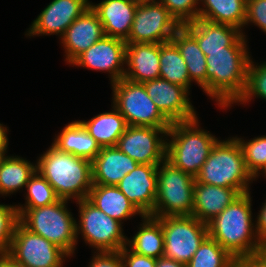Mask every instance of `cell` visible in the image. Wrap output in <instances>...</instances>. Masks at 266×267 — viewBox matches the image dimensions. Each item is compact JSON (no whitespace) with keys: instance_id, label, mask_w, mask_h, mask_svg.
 <instances>
[{"instance_id":"1","label":"cell","mask_w":266,"mask_h":267,"mask_svg":"<svg viewBox=\"0 0 266 267\" xmlns=\"http://www.w3.org/2000/svg\"><path fill=\"white\" fill-rule=\"evenodd\" d=\"M244 36L226 51L203 52L206 56L207 85L202 89L221 109L230 108L244 93L251 59Z\"/></svg>"},{"instance_id":"2","label":"cell","mask_w":266,"mask_h":267,"mask_svg":"<svg viewBox=\"0 0 266 267\" xmlns=\"http://www.w3.org/2000/svg\"><path fill=\"white\" fill-rule=\"evenodd\" d=\"M250 194H241L207 223L208 236L234 258L255 257L266 251L255 232Z\"/></svg>"},{"instance_id":"3","label":"cell","mask_w":266,"mask_h":267,"mask_svg":"<svg viewBox=\"0 0 266 267\" xmlns=\"http://www.w3.org/2000/svg\"><path fill=\"white\" fill-rule=\"evenodd\" d=\"M37 170L60 199H87L92 188L91 160L60 151L53 144L36 161Z\"/></svg>"},{"instance_id":"4","label":"cell","mask_w":266,"mask_h":267,"mask_svg":"<svg viewBox=\"0 0 266 267\" xmlns=\"http://www.w3.org/2000/svg\"><path fill=\"white\" fill-rule=\"evenodd\" d=\"M198 117L186 122H173L168 129L166 160L174 167L192 175L199 174L212 148L220 140L200 128Z\"/></svg>"},{"instance_id":"5","label":"cell","mask_w":266,"mask_h":267,"mask_svg":"<svg viewBox=\"0 0 266 267\" xmlns=\"http://www.w3.org/2000/svg\"><path fill=\"white\" fill-rule=\"evenodd\" d=\"M254 180L246 168L242 147L235 137L219 140L195 177V183L234 188L240 194L249 193V184Z\"/></svg>"},{"instance_id":"6","label":"cell","mask_w":266,"mask_h":267,"mask_svg":"<svg viewBox=\"0 0 266 267\" xmlns=\"http://www.w3.org/2000/svg\"><path fill=\"white\" fill-rule=\"evenodd\" d=\"M68 200L60 199L54 204L28 209L19 221L31 232L44 237L63 249L69 256L77 248L76 222Z\"/></svg>"},{"instance_id":"7","label":"cell","mask_w":266,"mask_h":267,"mask_svg":"<svg viewBox=\"0 0 266 267\" xmlns=\"http://www.w3.org/2000/svg\"><path fill=\"white\" fill-rule=\"evenodd\" d=\"M157 195L154 218L192 215L195 178L174 167L166 159L157 168Z\"/></svg>"},{"instance_id":"8","label":"cell","mask_w":266,"mask_h":267,"mask_svg":"<svg viewBox=\"0 0 266 267\" xmlns=\"http://www.w3.org/2000/svg\"><path fill=\"white\" fill-rule=\"evenodd\" d=\"M112 85V103L128 126L170 128L171 122L160 112L143 83L122 78Z\"/></svg>"},{"instance_id":"9","label":"cell","mask_w":266,"mask_h":267,"mask_svg":"<svg viewBox=\"0 0 266 267\" xmlns=\"http://www.w3.org/2000/svg\"><path fill=\"white\" fill-rule=\"evenodd\" d=\"M79 218L76 222V236L82 235L85 243L102 251H120L127 245L121 222L109 217L87 199L77 201Z\"/></svg>"},{"instance_id":"10","label":"cell","mask_w":266,"mask_h":267,"mask_svg":"<svg viewBox=\"0 0 266 267\" xmlns=\"http://www.w3.org/2000/svg\"><path fill=\"white\" fill-rule=\"evenodd\" d=\"M164 233L163 257L187 264L208 236L207 224L192 215L156 218Z\"/></svg>"},{"instance_id":"11","label":"cell","mask_w":266,"mask_h":267,"mask_svg":"<svg viewBox=\"0 0 266 267\" xmlns=\"http://www.w3.org/2000/svg\"><path fill=\"white\" fill-rule=\"evenodd\" d=\"M6 255L22 267H63L70 256L59 246L17 222Z\"/></svg>"},{"instance_id":"12","label":"cell","mask_w":266,"mask_h":267,"mask_svg":"<svg viewBox=\"0 0 266 267\" xmlns=\"http://www.w3.org/2000/svg\"><path fill=\"white\" fill-rule=\"evenodd\" d=\"M181 27L160 2L142 3L135 11L126 43H166Z\"/></svg>"},{"instance_id":"13","label":"cell","mask_w":266,"mask_h":267,"mask_svg":"<svg viewBox=\"0 0 266 267\" xmlns=\"http://www.w3.org/2000/svg\"><path fill=\"white\" fill-rule=\"evenodd\" d=\"M168 129L128 126L116 147L139 164L159 165L166 159Z\"/></svg>"},{"instance_id":"14","label":"cell","mask_w":266,"mask_h":267,"mask_svg":"<svg viewBox=\"0 0 266 267\" xmlns=\"http://www.w3.org/2000/svg\"><path fill=\"white\" fill-rule=\"evenodd\" d=\"M126 46V42L122 39L104 36L80 54L70 65L108 72L112 84L124 78Z\"/></svg>"},{"instance_id":"15","label":"cell","mask_w":266,"mask_h":267,"mask_svg":"<svg viewBox=\"0 0 266 267\" xmlns=\"http://www.w3.org/2000/svg\"><path fill=\"white\" fill-rule=\"evenodd\" d=\"M148 95L160 112L171 122H186L196 119V111L184 87L157 78L143 83Z\"/></svg>"},{"instance_id":"16","label":"cell","mask_w":266,"mask_h":267,"mask_svg":"<svg viewBox=\"0 0 266 267\" xmlns=\"http://www.w3.org/2000/svg\"><path fill=\"white\" fill-rule=\"evenodd\" d=\"M89 7V0H52L31 23L25 35L34 37L57 34L61 37Z\"/></svg>"},{"instance_id":"17","label":"cell","mask_w":266,"mask_h":267,"mask_svg":"<svg viewBox=\"0 0 266 267\" xmlns=\"http://www.w3.org/2000/svg\"><path fill=\"white\" fill-rule=\"evenodd\" d=\"M158 165L139 164L119 182V190L143 215L154 211L157 195Z\"/></svg>"},{"instance_id":"18","label":"cell","mask_w":266,"mask_h":267,"mask_svg":"<svg viewBox=\"0 0 266 267\" xmlns=\"http://www.w3.org/2000/svg\"><path fill=\"white\" fill-rule=\"evenodd\" d=\"M105 36L103 25L97 13L91 8L86 9L66 29L59 38L65 49L67 64H71L80 54Z\"/></svg>"},{"instance_id":"19","label":"cell","mask_w":266,"mask_h":267,"mask_svg":"<svg viewBox=\"0 0 266 267\" xmlns=\"http://www.w3.org/2000/svg\"><path fill=\"white\" fill-rule=\"evenodd\" d=\"M124 78L145 83L160 78V43H126Z\"/></svg>"},{"instance_id":"20","label":"cell","mask_w":266,"mask_h":267,"mask_svg":"<svg viewBox=\"0 0 266 267\" xmlns=\"http://www.w3.org/2000/svg\"><path fill=\"white\" fill-rule=\"evenodd\" d=\"M138 165L139 163L116 146L102 147L91 161L92 183L117 186L122 178Z\"/></svg>"},{"instance_id":"21","label":"cell","mask_w":266,"mask_h":267,"mask_svg":"<svg viewBox=\"0 0 266 267\" xmlns=\"http://www.w3.org/2000/svg\"><path fill=\"white\" fill-rule=\"evenodd\" d=\"M182 26L197 40L203 52L226 51V47H234L244 37L242 31L234 26L200 18Z\"/></svg>"},{"instance_id":"22","label":"cell","mask_w":266,"mask_h":267,"mask_svg":"<svg viewBox=\"0 0 266 267\" xmlns=\"http://www.w3.org/2000/svg\"><path fill=\"white\" fill-rule=\"evenodd\" d=\"M103 25L105 36L126 40L131 31L137 6L124 0L90 2Z\"/></svg>"},{"instance_id":"23","label":"cell","mask_w":266,"mask_h":267,"mask_svg":"<svg viewBox=\"0 0 266 267\" xmlns=\"http://www.w3.org/2000/svg\"><path fill=\"white\" fill-rule=\"evenodd\" d=\"M240 195L234 188L195 183L192 216L207 224Z\"/></svg>"},{"instance_id":"24","label":"cell","mask_w":266,"mask_h":267,"mask_svg":"<svg viewBox=\"0 0 266 267\" xmlns=\"http://www.w3.org/2000/svg\"><path fill=\"white\" fill-rule=\"evenodd\" d=\"M87 200L109 217L121 222L134 217L144 216L117 186L93 184Z\"/></svg>"},{"instance_id":"25","label":"cell","mask_w":266,"mask_h":267,"mask_svg":"<svg viewBox=\"0 0 266 267\" xmlns=\"http://www.w3.org/2000/svg\"><path fill=\"white\" fill-rule=\"evenodd\" d=\"M55 137L52 144L57 149L87 160L92 161L101 150L100 145L79 120L65 125Z\"/></svg>"},{"instance_id":"26","label":"cell","mask_w":266,"mask_h":267,"mask_svg":"<svg viewBox=\"0 0 266 267\" xmlns=\"http://www.w3.org/2000/svg\"><path fill=\"white\" fill-rule=\"evenodd\" d=\"M198 18L217 24L234 26L243 32L246 19V0H199Z\"/></svg>"},{"instance_id":"27","label":"cell","mask_w":266,"mask_h":267,"mask_svg":"<svg viewBox=\"0 0 266 267\" xmlns=\"http://www.w3.org/2000/svg\"><path fill=\"white\" fill-rule=\"evenodd\" d=\"M109 112L100 113L89 121L79 120L100 147L116 146L128 124L118 109L112 104Z\"/></svg>"},{"instance_id":"28","label":"cell","mask_w":266,"mask_h":267,"mask_svg":"<svg viewBox=\"0 0 266 267\" xmlns=\"http://www.w3.org/2000/svg\"><path fill=\"white\" fill-rule=\"evenodd\" d=\"M171 41L177 46L187 65L189 78L203 89L207 85L206 56L200 49L197 40L181 26Z\"/></svg>"},{"instance_id":"29","label":"cell","mask_w":266,"mask_h":267,"mask_svg":"<svg viewBox=\"0 0 266 267\" xmlns=\"http://www.w3.org/2000/svg\"><path fill=\"white\" fill-rule=\"evenodd\" d=\"M138 231L132 239H127V246L135 253L155 259L163 257L164 233L161 223L154 217L144 215Z\"/></svg>"},{"instance_id":"30","label":"cell","mask_w":266,"mask_h":267,"mask_svg":"<svg viewBox=\"0 0 266 267\" xmlns=\"http://www.w3.org/2000/svg\"><path fill=\"white\" fill-rule=\"evenodd\" d=\"M36 170L37 164L20 156L7 155L0 168V195L7 197L26 188Z\"/></svg>"},{"instance_id":"31","label":"cell","mask_w":266,"mask_h":267,"mask_svg":"<svg viewBox=\"0 0 266 267\" xmlns=\"http://www.w3.org/2000/svg\"><path fill=\"white\" fill-rule=\"evenodd\" d=\"M160 78L190 91L191 81L185 60L172 42L160 43Z\"/></svg>"},{"instance_id":"32","label":"cell","mask_w":266,"mask_h":267,"mask_svg":"<svg viewBox=\"0 0 266 267\" xmlns=\"http://www.w3.org/2000/svg\"><path fill=\"white\" fill-rule=\"evenodd\" d=\"M25 190L27 192L24 206L21 204L16 205L19 218L30 208L48 206L60 200L53 187L38 170L29 179Z\"/></svg>"},{"instance_id":"33","label":"cell","mask_w":266,"mask_h":267,"mask_svg":"<svg viewBox=\"0 0 266 267\" xmlns=\"http://www.w3.org/2000/svg\"><path fill=\"white\" fill-rule=\"evenodd\" d=\"M234 257L217 241L207 236L187 267H231Z\"/></svg>"},{"instance_id":"34","label":"cell","mask_w":266,"mask_h":267,"mask_svg":"<svg viewBox=\"0 0 266 267\" xmlns=\"http://www.w3.org/2000/svg\"><path fill=\"white\" fill-rule=\"evenodd\" d=\"M242 147L245 165L254 179L266 171V135L245 141L235 136ZM262 172V173H260ZM260 174V175H259Z\"/></svg>"},{"instance_id":"35","label":"cell","mask_w":266,"mask_h":267,"mask_svg":"<svg viewBox=\"0 0 266 267\" xmlns=\"http://www.w3.org/2000/svg\"><path fill=\"white\" fill-rule=\"evenodd\" d=\"M252 58L249 61L247 70V81L244 93L235 102L240 104H247L255 98L266 100V61L260 65L254 64Z\"/></svg>"},{"instance_id":"36","label":"cell","mask_w":266,"mask_h":267,"mask_svg":"<svg viewBox=\"0 0 266 267\" xmlns=\"http://www.w3.org/2000/svg\"><path fill=\"white\" fill-rule=\"evenodd\" d=\"M19 221L16 205L0 204V255H6Z\"/></svg>"},{"instance_id":"37","label":"cell","mask_w":266,"mask_h":267,"mask_svg":"<svg viewBox=\"0 0 266 267\" xmlns=\"http://www.w3.org/2000/svg\"><path fill=\"white\" fill-rule=\"evenodd\" d=\"M160 3L181 26L198 19L199 0H161Z\"/></svg>"},{"instance_id":"38","label":"cell","mask_w":266,"mask_h":267,"mask_svg":"<svg viewBox=\"0 0 266 267\" xmlns=\"http://www.w3.org/2000/svg\"><path fill=\"white\" fill-rule=\"evenodd\" d=\"M254 24L266 33V0H246L245 24Z\"/></svg>"},{"instance_id":"39","label":"cell","mask_w":266,"mask_h":267,"mask_svg":"<svg viewBox=\"0 0 266 267\" xmlns=\"http://www.w3.org/2000/svg\"><path fill=\"white\" fill-rule=\"evenodd\" d=\"M120 252L124 267H156L157 259L135 253L127 245Z\"/></svg>"},{"instance_id":"40","label":"cell","mask_w":266,"mask_h":267,"mask_svg":"<svg viewBox=\"0 0 266 267\" xmlns=\"http://www.w3.org/2000/svg\"><path fill=\"white\" fill-rule=\"evenodd\" d=\"M94 254L89 267H124L120 251H95Z\"/></svg>"},{"instance_id":"41","label":"cell","mask_w":266,"mask_h":267,"mask_svg":"<svg viewBox=\"0 0 266 267\" xmlns=\"http://www.w3.org/2000/svg\"><path fill=\"white\" fill-rule=\"evenodd\" d=\"M255 220V232L260 244L266 249V200L262 203V207Z\"/></svg>"},{"instance_id":"42","label":"cell","mask_w":266,"mask_h":267,"mask_svg":"<svg viewBox=\"0 0 266 267\" xmlns=\"http://www.w3.org/2000/svg\"><path fill=\"white\" fill-rule=\"evenodd\" d=\"M231 267H263V253L255 257L234 258Z\"/></svg>"},{"instance_id":"43","label":"cell","mask_w":266,"mask_h":267,"mask_svg":"<svg viewBox=\"0 0 266 267\" xmlns=\"http://www.w3.org/2000/svg\"><path fill=\"white\" fill-rule=\"evenodd\" d=\"M156 267H187L186 264L177 262L173 259L161 257L157 259Z\"/></svg>"},{"instance_id":"44","label":"cell","mask_w":266,"mask_h":267,"mask_svg":"<svg viewBox=\"0 0 266 267\" xmlns=\"http://www.w3.org/2000/svg\"><path fill=\"white\" fill-rule=\"evenodd\" d=\"M8 127L0 123V149L8 148Z\"/></svg>"},{"instance_id":"45","label":"cell","mask_w":266,"mask_h":267,"mask_svg":"<svg viewBox=\"0 0 266 267\" xmlns=\"http://www.w3.org/2000/svg\"><path fill=\"white\" fill-rule=\"evenodd\" d=\"M0 267H22L13 262L7 255H0Z\"/></svg>"},{"instance_id":"46","label":"cell","mask_w":266,"mask_h":267,"mask_svg":"<svg viewBox=\"0 0 266 267\" xmlns=\"http://www.w3.org/2000/svg\"><path fill=\"white\" fill-rule=\"evenodd\" d=\"M6 153H7V149H0V168H1V165H2L3 161L7 157L5 155Z\"/></svg>"},{"instance_id":"47","label":"cell","mask_w":266,"mask_h":267,"mask_svg":"<svg viewBox=\"0 0 266 267\" xmlns=\"http://www.w3.org/2000/svg\"><path fill=\"white\" fill-rule=\"evenodd\" d=\"M124 1L135 4L136 6L141 5L143 3V0H124Z\"/></svg>"},{"instance_id":"48","label":"cell","mask_w":266,"mask_h":267,"mask_svg":"<svg viewBox=\"0 0 266 267\" xmlns=\"http://www.w3.org/2000/svg\"><path fill=\"white\" fill-rule=\"evenodd\" d=\"M263 267H266V251L263 252Z\"/></svg>"},{"instance_id":"49","label":"cell","mask_w":266,"mask_h":267,"mask_svg":"<svg viewBox=\"0 0 266 267\" xmlns=\"http://www.w3.org/2000/svg\"><path fill=\"white\" fill-rule=\"evenodd\" d=\"M161 0H143V3L160 2Z\"/></svg>"}]
</instances>
